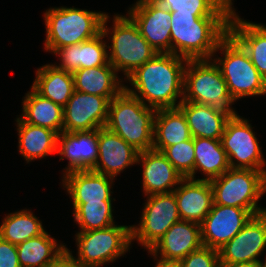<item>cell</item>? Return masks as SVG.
I'll list each match as a JSON object with an SVG mask.
<instances>
[{"instance_id":"f35d334b","label":"cell","mask_w":266,"mask_h":267,"mask_svg":"<svg viewBox=\"0 0 266 267\" xmlns=\"http://www.w3.org/2000/svg\"><path fill=\"white\" fill-rule=\"evenodd\" d=\"M148 253H150L151 256L153 255L152 257L156 261V265L154 267H180V261L162 259L153 254L150 250H148Z\"/></svg>"},{"instance_id":"3957f363","label":"cell","mask_w":266,"mask_h":267,"mask_svg":"<svg viewBox=\"0 0 266 267\" xmlns=\"http://www.w3.org/2000/svg\"><path fill=\"white\" fill-rule=\"evenodd\" d=\"M156 111L123 89L109 103L105 127L139 153L151 150Z\"/></svg>"},{"instance_id":"4316f807","label":"cell","mask_w":266,"mask_h":267,"mask_svg":"<svg viewBox=\"0 0 266 267\" xmlns=\"http://www.w3.org/2000/svg\"><path fill=\"white\" fill-rule=\"evenodd\" d=\"M31 87L38 94L62 107L68 103L75 91L73 74L51 63L37 68Z\"/></svg>"},{"instance_id":"d590c367","label":"cell","mask_w":266,"mask_h":267,"mask_svg":"<svg viewBox=\"0 0 266 267\" xmlns=\"http://www.w3.org/2000/svg\"><path fill=\"white\" fill-rule=\"evenodd\" d=\"M219 251L202 246L180 261V267H218Z\"/></svg>"},{"instance_id":"7c38bea8","label":"cell","mask_w":266,"mask_h":267,"mask_svg":"<svg viewBox=\"0 0 266 267\" xmlns=\"http://www.w3.org/2000/svg\"><path fill=\"white\" fill-rule=\"evenodd\" d=\"M158 53H171V12L154 0H137L126 12Z\"/></svg>"},{"instance_id":"4dcf8cb0","label":"cell","mask_w":266,"mask_h":267,"mask_svg":"<svg viewBox=\"0 0 266 267\" xmlns=\"http://www.w3.org/2000/svg\"><path fill=\"white\" fill-rule=\"evenodd\" d=\"M193 144L195 150L194 180H196L197 171L203 172L204 178L201 180L210 181L231 168L221 140L196 137L193 138Z\"/></svg>"},{"instance_id":"603a6c76","label":"cell","mask_w":266,"mask_h":267,"mask_svg":"<svg viewBox=\"0 0 266 267\" xmlns=\"http://www.w3.org/2000/svg\"><path fill=\"white\" fill-rule=\"evenodd\" d=\"M233 10L228 33L243 47L260 75L266 80V24L240 18Z\"/></svg>"},{"instance_id":"44dd1931","label":"cell","mask_w":266,"mask_h":267,"mask_svg":"<svg viewBox=\"0 0 266 267\" xmlns=\"http://www.w3.org/2000/svg\"><path fill=\"white\" fill-rule=\"evenodd\" d=\"M173 192L180 219L201 224L213 205L210 181L183 178Z\"/></svg>"},{"instance_id":"2e32d148","label":"cell","mask_w":266,"mask_h":267,"mask_svg":"<svg viewBox=\"0 0 266 267\" xmlns=\"http://www.w3.org/2000/svg\"><path fill=\"white\" fill-rule=\"evenodd\" d=\"M57 154L68 164L63 175L71 171L91 170L98 159V129L82 132L63 131L58 135Z\"/></svg>"},{"instance_id":"4fadbf2b","label":"cell","mask_w":266,"mask_h":267,"mask_svg":"<svg viewBox=\"0 0 266 267\" xmlns=\"http://www.w3.org/2000/svg\"><path fill=\"white\" fill-rule=\"evenodd\" d=\"M109 103L106 97L74 91L63 107V131L82 132L105 127Z\"/></svg>"},{"instance_id":"484cf974","label":"cell","mask_w":266,"mask_h":267,"mask_svg":"<svg viewBox=\"0 0 266 267\" xmlns=\"http://www.w3.org/2000/svg\"><path fill=\"white\" fill-rule=\"evenodd\" d=\"M23 122L63 132V107L38 94L32 87L22 99Z\"/></svg>"},{"instance_id":"ffe728a7","label":"cell","mask_w":266,"mask_h":267,"mask_svg":"<svg viewBox=\"0 0 266 267\" xmlns=\"http://www.w3.org/2000/svg\"><path fill=\"white\" fill-rule=\"evenodd\" d=\"M202 246L200 224L180 220L167 230L150 251L165 260L181 261Z\"/></svg>"},{"instance_id":"8992f818","label":"cell","mask_w":266,"mask_h":267,"mask_svg":"<svg viewBox=\"0 0 266 267\" xmlns=\"http://www.w3.org/2000/svg\"><path fill=\"white\" fill-rule=\"evenodd\" d=\"M109 19L107 13L102 22V33L111 42L107 43L109 63L117 73L122 71L126 78L158 52L141 35L138 26L127 14H115L111 28L107 25Z\"/></svg>"},{"instance_id":"d6986e66","label":"cell","mask_w":266,"mask_h":267,"mask_svg":"<svg viewBox=\"0 0 266 267\" xmlns=\"http://www.w3.org/2000/svg\"><path fill=\"white\" fill-rule=\"evenodd\" d=\"M137 164L142 166V188L144 196L171 193L183 177L159 151L146 150L138 153Z\"/></svg>"},{"instance_id":"30bf717a","label":"cell","mask_w":266,"mask_h":267,"mask_svg":"<svg viewBox=\"0 0 266 267\" xmlns=\"http://www.w3.org/2000/svg\"><path fill=\"white\" fill-rule=\"evenodd\" d=\"M139 224L131 225V242L137 240L150 250L176 222L180 221L174 192L146 196Z\"/></svg>"},{"instance_id":"277c9868","label":"cell","mask_w":266,"mask_h":267,"mask_svg":"<svg viewBox=\"0 0 266 267\" xmlns=\"http://www.w3.org/2000/svg\"><path fill=\"white\" fill-rule=\"evenodd\" d=\"M183 101L209 105L215 113L228 120L238 116L231 107L236 100L229 93L226 81L212 59L187 61Z\"/></svg>"},{"instance_id":"7a4b0ae2","label":"cell","mask_w":266,"mask_h":267,"mask_svg":"<svg viewBox=\"0 0 266 267\" xmlns=\"http://www.w3.org/2000/svg\"><path fill=\"white\" fill-rule=\"evenodd\" d=\"M171 53L188 60L211 59L228 34L230 17H196L171 12Z\"/></svg>"},{"instance_id":"5b68a950","label":"cell","mask_w":266,"mask_h":267,"mask_svg":"<svg viewBox=\"0 0 266 267\" xmlns=\"http://www.w3.org/2000/svg\"><path fill=\"white\" fill-rule=\"evenodd\" d=\"M107 13L75 7L49 8L43 14L46 29L44 49L54 53L57 49L90 40L102 32Z\"/></svg>"},{"instance_id":"ba28073f","label":"cell","mask_w":266,"mask_h":267,"mask_svg":"<svg viewBox=\"0 0 266 267\" xmlns=\"http://www.w3.org/2000/svg\"><path fill=\"white\" fill-rule=\"evenodd\" d=\"M213 204L248 210L253 216L266 212L258 202L266 193V174L252 169L229 168L210 180Z\"/></svg>"},{"instance_id":"cb8c5ba5","label":"cell","mask_w":266,"mask_h":267,"mask_svg":"<svg viewBox=\"0 0 266 267\" xmlns=\"http://www.w3.org/2000/svg\"><path fill=\"white\" fill-rule=\"evenodd\" d=\"M117 74L110 63L79 69L73 73L75 91L106 97L111 101L124 89V81Z\"/></svg>"},{"instance_id":"836d02e7","label":"cell","mask_w":266,"mask_h":267,"mask_svg":"<svg viewBox=\"0 0 266 267\" xmlns=\"http://www.w3.org/2000/svg\"><path fill=\"white\" fill-rule=\"evenodd\" d=\"M112 202L73 203L74 222L80 231L104 229L115 224Z\"/></svg>"},{"instance_id":"e0dca14e","label":"cell","mask_w":266,"mask_h":267,"mask_svg":"<svg viewBox=\"0 0 266 267\" xmlns=\"http://www.w3.org/2000/svg\"><path fill=\"white\" fill-rule=\"evenodd\" d=\"M98 150L97 162L91 169L95 172L116 179L129 166L137 164L139 152L106 127L98 129Z\"/></svg>"},{"instance_id":"1f68e13d","label":"cell","mask_w":266,"mask_h":267,"mask_svg":"<svg viewBox=\"0 0 266 267\" xmlns=\"http://www.w3.org/2000/svg\"><path fill=\"white\" fill-rule=\"evenodd\" d=\"M45 231L41 220L29 209L7 214L0 225V238L18 245Z\"/></svg>"},{"instance_id":"7402d4cb","label":"cell","mask_w":266,"mask_h":267,"mask_svg":"<svg viewBox=\"0 0 266 267\" xmlns=\"http://www.w3.org/2000/svg\"><path fill=\"white\" fill-rule=\"evenodd\" d=\"M104 39L105 36L101 32L90 40L57 49L54 54L59 57L60 63L54 65L73 74L79 69L108 64V47Z\"/></svg>"},{"instance_id":"ab89813d","label":"cell","mask_w":266,"mask_h":267,"mask_svg":"<svg viewBox=\"0 0 266 267\" xmlns=\"http://www.w3.org/2000/svg\"><path fill=\"white\" fill-rule=\"evenodd\" d=\"M218 267H260L259 262H219Z\"/></svg>"},{"instance_id":"9a60e30c","label":"cell","mask_w":266,"mask_h":267,"mask_svg":"<svg viewBox=\"0 0 266 267\" xmlns=\"http://www.w3.org/2000/svg\"><path fill=\"white\" fill-rule=\"evenodd\" d=\"M253 215L246 209L213 204L200 224L203 246L219 250Z\"/></svg>"},{"instance_id":"6da1fadb","label":"cell","mask_w":266,"mask_h":267,"mask_svg":"<svg viewBox=\"0 0 266 267\" xmlns=\"http://www.w3.org/2000/svg\"><path fill=\"white\" fill-rule=\"evenodd\" d=\"M187 61L172 53H157L124 79L132 87L124 85V89L156 110L177 108L183 101Z\"/></svg>"},{"instance_id":"83f0119b","label":"cell","mask_w":266,"mask_h":267,"mask_svg":"<svg viewBox=\"0 0 266 267\" xmlns=\"http://www.w3.org/2000/svg\"><path fill=\"white\" fill-rule=\"evenodd\" d=\"M183 112L177 108L158 109L154 118L153 150L187 141L191 138Z\"/></svg>"},{"instance_id":"9c48e42d","label":"cell","mask_w":266,"mask_h":267,"mask_svg":"<svg viewBox=\"0 0 266 267\" xmlns=\"http://www.w3.org/2000/svg\"><path fill=\"white\" fill-rule=\"evenodd\" d=\"M77 256L66 251L81 267H102L126 255L131 248V226L116 225L75 234Z\"/></svg>"},{"instance_id":"52a82bcc","label":"cell","mask_w":266,"mask_h":267,"mask_svg":"<svg viewBox=\"0 0 266 267\" xmlns=\"http://www.w3.org/2000/svg\"><path fill=\"white\" fill-rule=\"evenodd\" d=\"M220 55L211 58L219 67L231 96L237 101L246 96L266 94V80L260 75L243 47L228 33L218 44Z\"/></svg>"},{"instance_id":"5bb4252c","label":"cell","mask_w":266,"mask_h":267,"mask_svg":"<svg viewBox=\"0 0 266 267\" xmlns=\"http://www.w3.org/2000/svg\"><path fill=\"white\" fill-rule=\"evenodd\" d=\"M266 248V212L252 216L219 251V262H259Z\"/></svg>"},{"instance_id":"e575fe53","label":"cell","mask_w":266,"mask_h":267,"mask_svg":"<svg viewBox=\"0 0 266 267\" xmlns=\"http://www.w3.org/2000/svg\"><path fill=\"white\" fill-rule=\"evenodd\" d=\"M161 153L183 178L194 179L195 150L193 137L187 141L166 147Z\"/></svg>"},{"instance_id":"8d00e7d4","label":"cell","mask_w":266,"mask_h":267,"mask_svg":"<svg viewBox=\"0 0 266 267\" xmlns=\"http://www.w3.org/2000/svg\"><path fill=\"white\" fill-rule=\"evenodd\" d=\"M0 267H21L16 245L0 238Z\"/></svg>"},{"instance_id":"f1b7e54d","label":"cell","mask_w":266,"mask_h":267,"mask_svg":"<svg viewBox=\"0 0 266 267\" xmlns=\"http://www.w3.org/2000/svg\"><path fill=\"white\" fill-rule=\"evenodd\" d=\"M178 108L183 112L193 138L221 139L228 119L215 113L209 105L182 101Z\"/></svg>"},{"instance_id":"f546056e","label":"cell","mask_w":266,"mask_h":267,"mask_svg":"<svg viewBox=\"0 0 266 267\" xmlns=\"http://www.w3.org/2000/svg\"><path fill=\"white\" fill-rule=\"evenodd\" d=\"M21 267H47L66 252V245L58 243L44 231L16 246Z\"/></svg>"},{"instance_id":"60d3db41","label":"cell","mask_w":266,"mask_h":267,"mask_svg":"<svg viewBox=\"0 0 266 267\" xmlns=\"http://www.w3.org/2000/svg\"><path fill=\"white\" fill-rule=\"evenodd\" d=\"M264 260H261V259L259 260L260 267H266V259Z\"/></svg>"},{"instance_id":"d6a6232c","label":"cell","mask_w":266,"mask_h":267,"mask_svg":"<svg viewBox=\"0 0 266 267\" xmlns=\"http://www.w3.org/2000/svg\"><path fill=\"white\" fill-rule=\"evenodd\" d=\"M170 12L185 13L196 17H230L233 0H154Z\"/></svg>"},{"instance_id":"74e56055","label":"cell","mask_w":266,"mask_h":267,"mask_svg":"<svg viewBox=\"0 0 266 267\" xmlns=\"http://www.w3.org/2000/svg\"><path fill=\"white\" fill-rule=\"evenodd\" d=\"M47 267H81L72 256L66 251L55 262Z\"/></svg>"},{"instance_id":"d4e9b609","label":"cell","mask_w":266,"mask_h":267,"mask_svg":"<svg viewBox=\"0 0 266 267\" xmlns=\"http://www.w3.org/2000/svg\"><path fill=\"white\" fill-rule=\"evenodd\" d=\"M18 151L27 163L57 153L58 133L16 118Z\"/></svg>"},{"instance_id":"ac0fdd59","label":"cell","mask_w":266,"mask_h":267,"mask_svg":"<svg viewBox=\"0 0 266 267\" xmlns=\"http://www.w3.org/2000/svg\"><path fill=\"white\" fill-rule=\"evenodd\" d=\"M114 179L93 170L71 171L62 176V186L72 203L112 202Z\"/></svg>"},{"instance_id":"8fae6325","label":"cell","mask_w":266,"mask_h":267,"mask_svg":"<svg viewBox=\"0 0 266 267\" xmlns=\"http://www.w3.org/2000/svg\"><path fill=\"white\" fill-rule=\"evenodd\" d=\"M221 144L233 169H252L266 174V161L249 120L237 116L228 120Z\"/></svg>"}]
</instances>
